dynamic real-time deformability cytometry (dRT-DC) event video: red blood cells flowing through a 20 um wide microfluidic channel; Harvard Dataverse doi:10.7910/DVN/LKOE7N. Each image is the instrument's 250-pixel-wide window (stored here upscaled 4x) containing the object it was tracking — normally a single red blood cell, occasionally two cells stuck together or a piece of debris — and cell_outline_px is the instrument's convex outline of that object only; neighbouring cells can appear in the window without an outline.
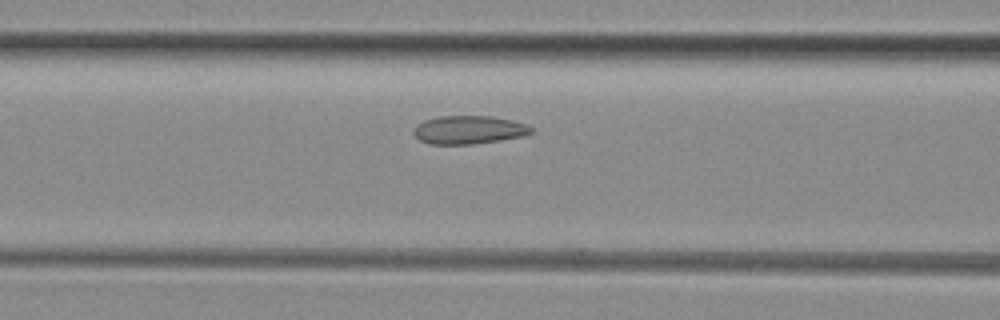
{"species": "common noctule bat (a hibernating species)", "species_latin": "Nyctalus noctula", "temperature_condition": "room temperature", "stored_images_in_passage": 47, "camera_frame_rate_fps": 3000, "um_per_image_px": 0.085, "animal": {"sex": "female", "body_mass_g": 29.2, "forearm_length_mm": 56.3}, "frame": {"image": 1, "passage_image": 17, "time_ms": 5.333, "image_size_px": [1000, 320], "cell_outline_px": [[536, 132], [520, 136], [500, 140], [472, 144], [428, 144], [420, 140], [412, 132], [416, 124], [424, 120], [440, 116], [492, 116], [512, 120], [524, 124], [532, 128]], "centroid_in_image_um": [39.82, 11.03], "position_along_channel_um": 126.8, "area_um2": 19.36}}
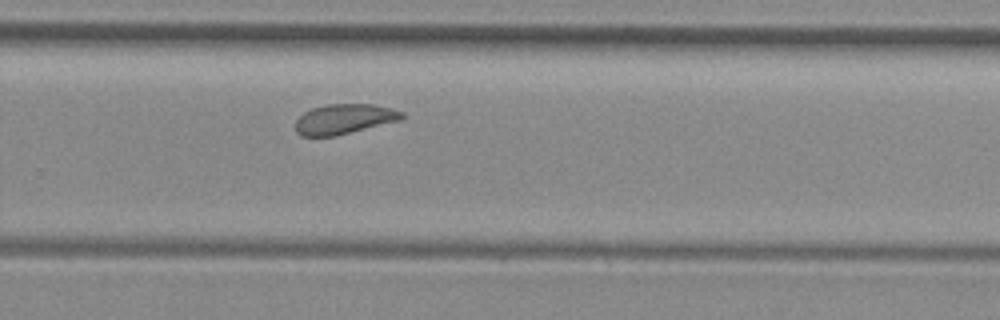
{"frame": {"image": 2, "passage_image": 30, "time_ms": 9.667, "image_size_px": [1000, 320], "cell_outline_px": [[404, 116], [400, 120], [336, 136], [300, 136], [296, 132], [296, 120], [304, 112], [312, 108], [324, 104], [372, 104], [392, 108], [404, 112]], "centroid_in_image_um": [29.25, 10.11], "position_along_channel_um": 300.6, "area_um2": 18.67}}
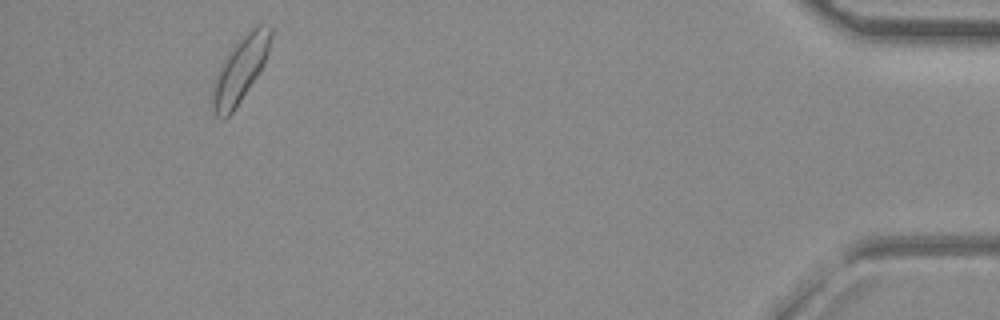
{"frame": {"image": 3, "passage_image": 44, "time_ms": 14.333, "image_size_px": [1000, 320], "cell_outline_px": [[272, 36], [268, 52], [264, 64], [260, 72], [232, 112], [224, 120], [220, 120], [216, 116], [208, 100], [216, 76], [228, 52], [248, 28], [252, 24], [268, 24], [272, 28]], "centroid_in_image_um": [20.41, 5.9], "position_along_channel_um": 414.8, "area_um2": 22.66}, "authors_computed_cell_mechanics": {"area_um2": 19.7676, "velocity_mm_per_s": 4.0264, "shape_relaxation_time_tau1_ms": null, "shape_relaxation_time_tau2_ms": 2.0109, "deformation_change_tau1": null, "deformation_change_tau2": 0.0824}}